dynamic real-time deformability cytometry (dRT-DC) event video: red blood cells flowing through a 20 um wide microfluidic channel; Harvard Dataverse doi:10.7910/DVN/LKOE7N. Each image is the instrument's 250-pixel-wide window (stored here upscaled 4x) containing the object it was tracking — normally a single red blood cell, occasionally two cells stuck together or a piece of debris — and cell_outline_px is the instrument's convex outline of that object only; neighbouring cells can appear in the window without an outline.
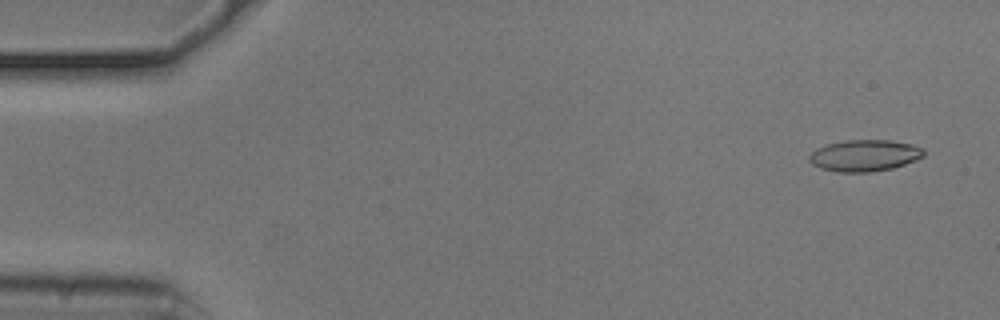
{"species": "common noctule bat (a hibernating species)", "species_latin": "Nyctalus noctula", "temperature_condition": "cold", "stored_images_in_passage": 52, "camera_frame_rate_fps": 3000, "um_per_image_px": 0.085, "animal": {"sex": "male", "body_mass_g": 20.5, "forearm_length_mm": 52.5}, "frame": {"image": 1, "passage_image": 3, "time_ms": 0.667, "image_size_px": [1000, 320], "cell_outline_px": [[924, 156], [916, 160], [892, 168], [868, 172], [836, 172], [820, 168], [812, 164], [808, 160], [808, 156], [816, 148], [824, 144], [844, 140], [888, 140], [912, 144], [924, 148]], "centroid_in_image_um": [73.45, 13.21], "position_along_channel_um": 11.5, "area_um2": 21.21}}
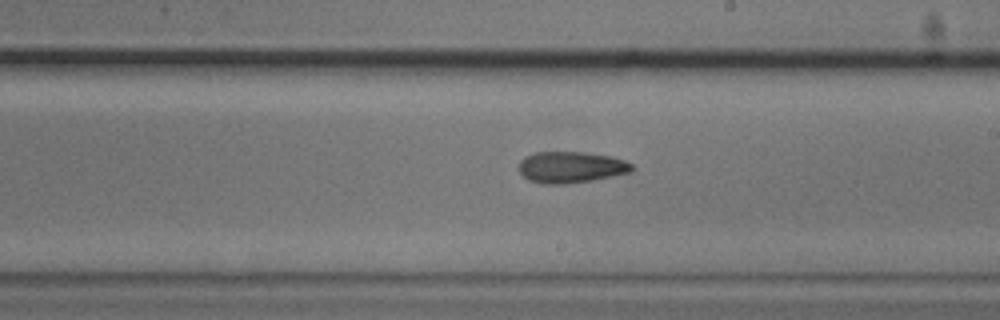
{"frame": {"image": 2, "passage_image": 31, "time_ms": 10.0, "image_size_px": [1000, 320], "cell_outline_px": [[636, 168], [632, 172], [592, 180], [560, 184], [540, 184], [528, 180], [520, 172], [520, 160], [524, 156], [536, 152], [580, 152], [612, 156], [624, 160], [632, 164]], "centroid_in_image_um": [48.54, 14.21], "position_along_channel_um": 240.5, "area_um2": 20.69}}
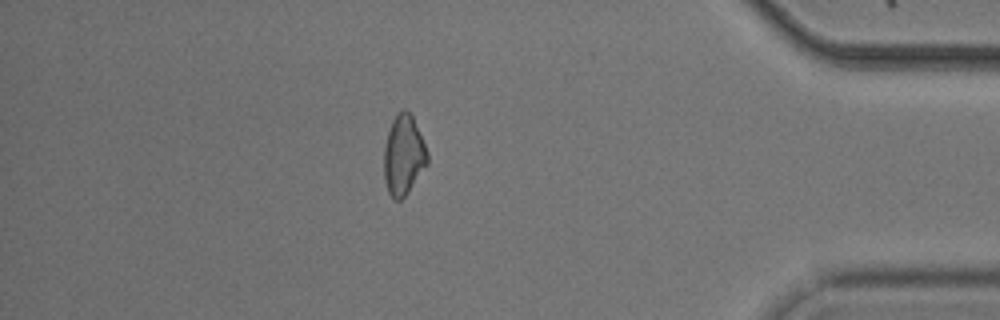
{"frame": {"image": 3, "passage_image": 47, "time_ms": 15.333, "image_size_px": [1000, 320], "cell_outline_px": [[428, 164], [408, 192], [400, 200], [396, 200], [388, 192], [384, 180], [384, 148], [388, 132], [392, 120], [396, 112], [404, 108], [412, 116], [428, 152]], "centroid_in_image_um": [34.3, 13.18], "position_along_channel_um": 400.9, "area_um2": 20.17}}